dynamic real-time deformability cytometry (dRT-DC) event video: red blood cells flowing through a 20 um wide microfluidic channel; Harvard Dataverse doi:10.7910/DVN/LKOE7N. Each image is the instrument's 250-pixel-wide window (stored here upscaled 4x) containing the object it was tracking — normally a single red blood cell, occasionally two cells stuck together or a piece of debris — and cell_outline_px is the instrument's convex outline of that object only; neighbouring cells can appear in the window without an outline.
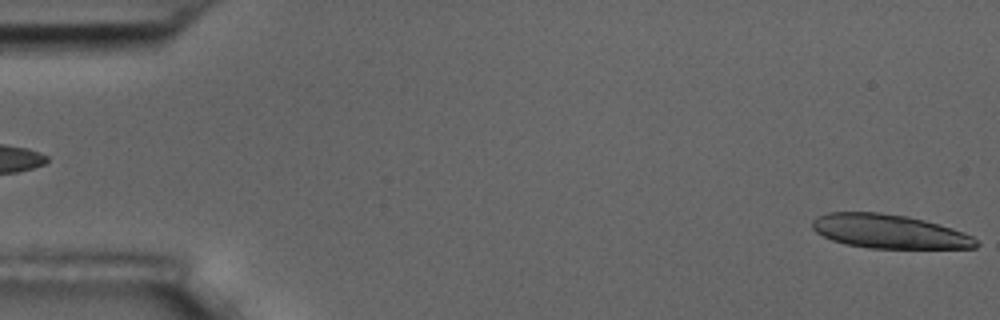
{"species": "common noctule bat (a hibernating species)", "species_latin": "Nyctalus noctula", "temperature_condition": "room temperature", "stored_images_in_passage": 4, "segment_of_instrument_passage": [2, 2], "camera_frame_rate_fps": 3000, "um_per_image_px": 0.085, "animal": {"sex": "male", "body_mass_g": 17.5, "forearm_length_mm": 52.3}, "frame": {"image": 1, "passage_image": 4, "time_ms": 3.333, "image_size_px": [1000, 320], "cell_outline_px": [[980, 244], [976, 248], [868, 248], [844, 244], [832, 240], [816, 232], [812, 228], [812, 220], [816, 216], [828, 212], [880, 212], [908, 216], [924, 220], [952, 228], [964, 232], [972, 236]], "centroid_in_image_um": [75.57, 19.67], "position_along_channel_um": 9.4, "area_um2": 32.54}}